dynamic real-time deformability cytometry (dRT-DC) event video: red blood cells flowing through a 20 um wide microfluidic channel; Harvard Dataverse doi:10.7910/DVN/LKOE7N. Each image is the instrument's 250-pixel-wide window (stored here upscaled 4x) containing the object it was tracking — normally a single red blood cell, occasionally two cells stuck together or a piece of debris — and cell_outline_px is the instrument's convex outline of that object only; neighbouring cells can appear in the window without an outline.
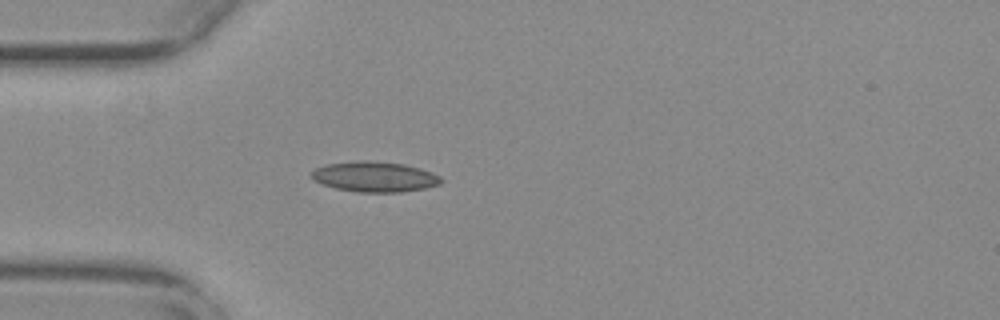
{"species": "common noctule bat (a hibernating species)", "species_latin": "Nyctalus noctula", "temperature_condition": "warm", "stored_images_in_passage": 41, "camera_frame_rate_fps": 3000, "um_per_image_px": 0.085, "animal": {"sex": "female", "body_mass_g": 29.2, "forearm_length_mm": 56.3}, "frame": {"image": 1, "passage_image": 1, "time_ms": 0.0, "image_size_px": [1000, 320], "cell_outline_px": [[444, 180], [440, 184], [424, 188], [400, 192], [356, 192], [336, 188], [312, 180], [308, 172], [324, 164], [360, 160], [368, 160], [404, 164], [420, 168], [432, 172], [440, 176]], "centroid_in_image_um": [31.81, 15.01], "position_along_channel_um": 53.2, "area_um2": 23.12}}
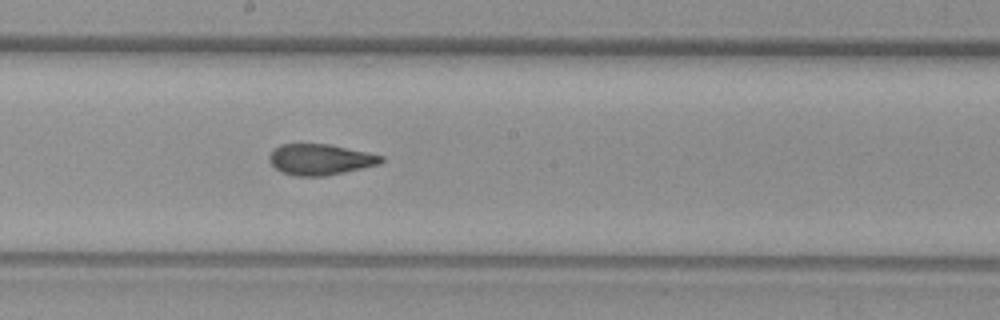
{"frame": {"image": 2, "passage_image": 15, "time_ms": 4.667, "image_size_px": [1000, 320], "cell_outline_px": [[384, 160], [380, 164], [344, 172], [324, 176], [296, 176], [280, 172], [268, 160], [268, 156], [280, 144], [328, 144], [384, 156]], "centroid_in_image_um": [27.2, 13.56], "position_along_channel_um": 221.0, "area_um2": 20.0}}
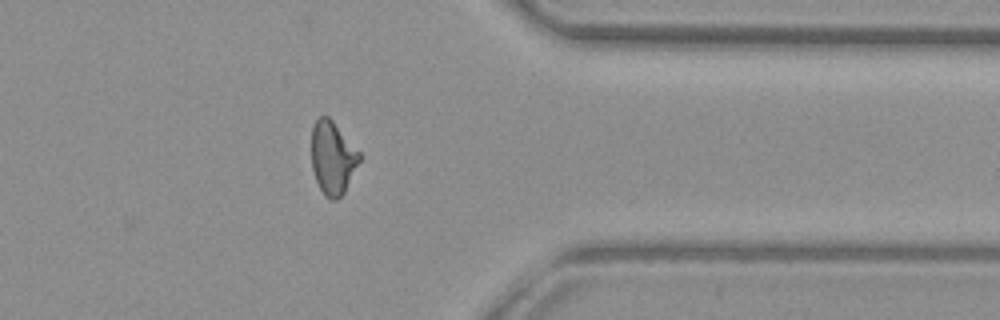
{"frame": {"image": 3, "passage_image": 29, "time_ms": 9.333, "image_size_px": [1000, 320], "cell_outline_px": [[360, 160], [344, 192], [336, 200], [332, 200], [324, 196], [316, 180], [312, 168], [312, 128], [316, 120], [320, 116], [328, 116], [332, 120], [360, 152]], "centroid_in_image_um": [28.26, 13.41], "position_along_channel_um": 383.1, "area_um2": 20.17}}